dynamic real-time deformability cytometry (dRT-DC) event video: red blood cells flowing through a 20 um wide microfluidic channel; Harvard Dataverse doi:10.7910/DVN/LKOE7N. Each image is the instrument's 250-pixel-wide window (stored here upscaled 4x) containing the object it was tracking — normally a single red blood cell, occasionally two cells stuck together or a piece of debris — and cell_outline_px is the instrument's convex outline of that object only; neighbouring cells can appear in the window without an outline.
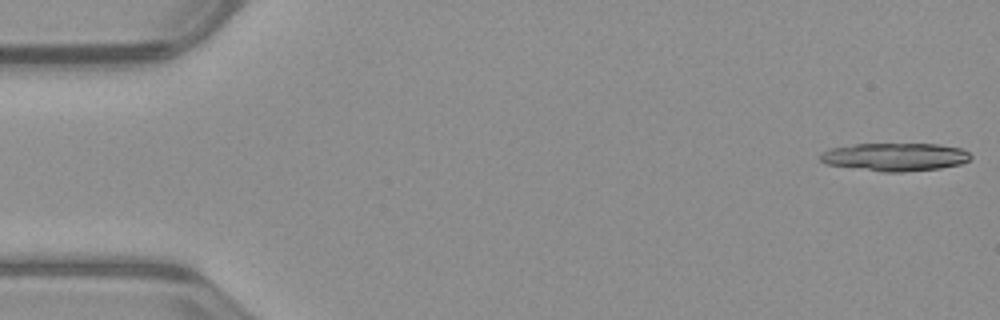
{"species": "common noctule bat (a hibernating species)", "species_latin": "Nyctalus noctula", "temperature_condition": "warm", "stored_images_in_passage": 38, "camera_frame_rate_fps": 3000, "um_per_image_px": 0.085, "animal": {"sex": "male", "body_mass_g": 23.1, "forearm_length_mm": 52.7}, "frame": {"image": 1, "passage_image": 1, "time_ms": 0.0, "image_size_px": [1000, 320], "cell_outline_px": [[972, 156], [968, 160], [960, 164], [940, 168], [904, 172], [884, 172], [824, 164], [820, 160], [820, 152], [832, 148], [856, 144], [936, 144], [960, 148], [968, 152]], "centroid_in_image_um": [76.05, 13.34], "position_along_channel_um": 8.9, "area_um2": 24.51}}